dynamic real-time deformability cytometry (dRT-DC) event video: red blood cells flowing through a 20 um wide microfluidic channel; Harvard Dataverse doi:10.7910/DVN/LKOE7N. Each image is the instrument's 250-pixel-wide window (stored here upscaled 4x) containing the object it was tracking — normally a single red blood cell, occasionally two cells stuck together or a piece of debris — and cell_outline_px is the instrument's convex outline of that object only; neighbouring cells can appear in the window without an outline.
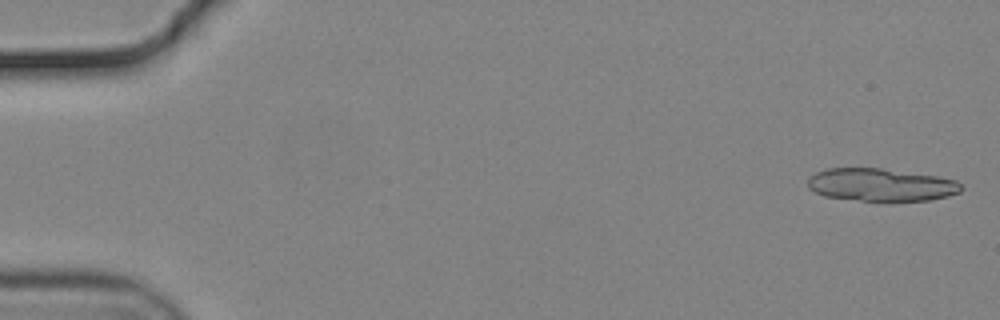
{"species": "common noctule bat (a hibernating species)", "species_latin": "Nyctalus noctula", "temperature_condition": "cold", "stored_images_in_passage": 16, "camera_frame_rate_fps": 3000, "um_per_image_px": 0.085, "animal": {"sex": "male", "body_mass_g": 19.2, "forearm_length_mm": 51.8}, "frame": {"image": 1, "passage_image": 2, "time_ms": 0.333, "image_size_px": [1000, 320], "cell_outline_px": [[964, 188], [960, 192], [948, 196], [928, 200], [884, 204], [824, 196], [808, 188], [808, 176], [816, 172], [828, 168], [880, 168], [936, 176], [956, 180]], "centroid_in_image_um": [74.88, 15.75], "position_along_channel_um": 10.1, "area_um2": 30.17}}